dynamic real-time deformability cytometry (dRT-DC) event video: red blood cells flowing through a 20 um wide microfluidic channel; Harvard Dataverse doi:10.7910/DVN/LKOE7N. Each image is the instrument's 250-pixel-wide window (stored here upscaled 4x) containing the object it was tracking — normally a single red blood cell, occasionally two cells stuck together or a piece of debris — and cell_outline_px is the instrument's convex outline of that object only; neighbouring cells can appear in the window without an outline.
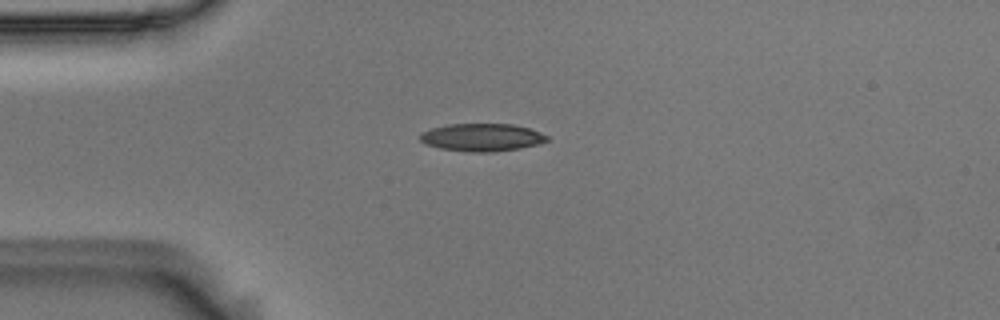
{"species": "Egyptian fruit bat (a non-hibernating species)", "species_latin": "Rousettus aegyptiacus", "temperature_condition": "room temperature", "stored_images_in_passage": 4, "camera_frame_rate_fps": 3000, "um_per_image_px": 0.085, "animal": {"sex": "male"}, "frame": {"image": 1, "passage_image": 1, "time_ms": 0.0, "image_size_px": [1000, 320], "cell_outline_px": [[548, 140], [540, 144], [520, 148], [496, 152], [468, 152], [440, 148], [424, 144], [420, 140], [420, 132], [432, 128], [448, 124], [512, 124], [528, 128], [540, 132], [548, 136]], "centroid_in_image_um": [40.95, 11.68], "position_along_channel_um": 44.0, "area_um2": 20.63}}
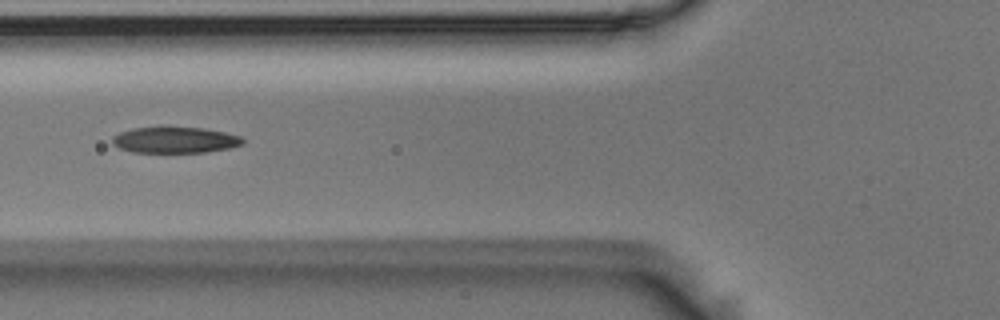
{"frame": {"image": 2, "passage_image": 3, "time_ms": 0.667, "image_size_px": [1000, 320], "cell_outline_px": [[244, 144], [232, 148], [204, 152], [132, 152], [120, 148], [112, 144], [112, 136], [120, 132], [132, 128], [160, 124], [168, 124], [204, 128], [224, 132], [240, 136], [244, 140]], "centroid_in_image_um": [14.85, 11.85], "position_along_channel_um": 111.0, "area_um2": 20.81}}